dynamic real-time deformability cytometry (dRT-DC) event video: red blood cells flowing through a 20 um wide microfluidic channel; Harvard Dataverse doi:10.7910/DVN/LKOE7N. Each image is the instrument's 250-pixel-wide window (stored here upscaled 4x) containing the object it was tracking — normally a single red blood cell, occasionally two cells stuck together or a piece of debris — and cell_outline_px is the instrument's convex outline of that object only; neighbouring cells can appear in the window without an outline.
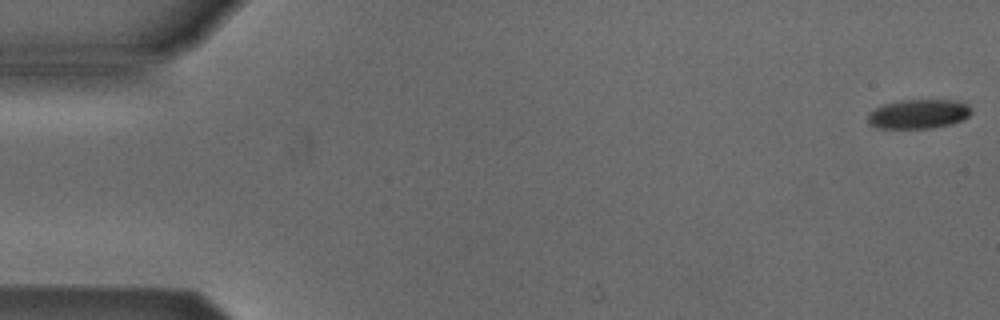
{"species": "Egyptian fruit bat (a non-hibernating species)", "species_latin": "Rousettus aegyptiacus", "temperature_condition": "cold", "stored_images_in_passage": 16, "camera_frame_rate_fps": 3000, "um_per_image_px": 0.085, "animal": {"sex": "male"}, "frame": {"image": 1, "passage_image": 1, "time_ms": 0.0, "image_size_px": [1000, 320], "cell_outline_px": [[972, 112], [964, 120], [952, 124], [932, 128], [876, 128], [868, 120], [868, 112], [884, 104], [900, 100], [956, 100], [968, 104]], "centroid_in_image_um": [78.1, 9.69], "position_along_channel_um": 6.9, "area_um2": 17.74}}